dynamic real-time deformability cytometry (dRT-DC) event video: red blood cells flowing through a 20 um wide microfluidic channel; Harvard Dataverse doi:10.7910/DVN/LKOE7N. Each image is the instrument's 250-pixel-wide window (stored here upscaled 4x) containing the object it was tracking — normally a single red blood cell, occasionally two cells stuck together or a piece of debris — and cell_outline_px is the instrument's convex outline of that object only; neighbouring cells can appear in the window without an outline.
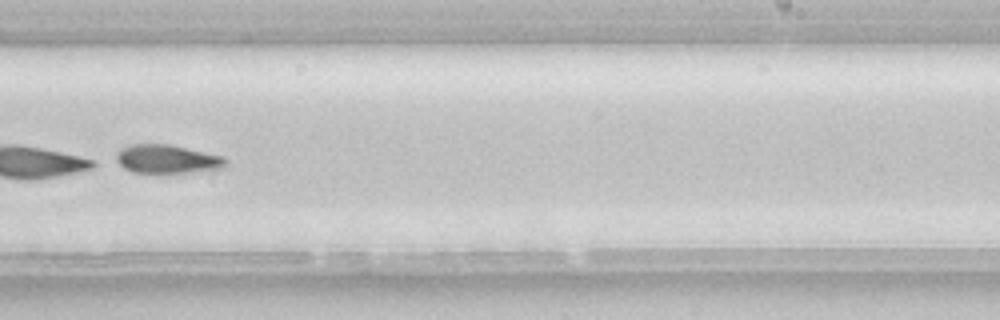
{"species": "common noctule bat (a hibernating species)", "species_latin": "Nyctalus noctula", "temperature_condition": "room temperature", "stored_images_in_passage": 53, "segment_of_instrument_passage": [2, 2], "camera_frame_rate_fps": 3000, "um_per_image_px": 0.085, "animal": {"sex": "female", "body_mass_g": 22.7, "forearm_length_mm": 54.2}, "frame": {"image": 1, "passage_image": 34, "time_ms": 11.0, "image_size_px": [1000, 320], "cell_outline_px": [[228, 160], [220, 168], [188, 172], [132, 172], [124, 168], [116, 160], [116, 152], [120, 148], [128, 144], [168, 144], [224, 156]], "centroid_in_image_um": [14.15, 13.5], "position_along_channel_um": 274.9, "area_um2": 18.03}}